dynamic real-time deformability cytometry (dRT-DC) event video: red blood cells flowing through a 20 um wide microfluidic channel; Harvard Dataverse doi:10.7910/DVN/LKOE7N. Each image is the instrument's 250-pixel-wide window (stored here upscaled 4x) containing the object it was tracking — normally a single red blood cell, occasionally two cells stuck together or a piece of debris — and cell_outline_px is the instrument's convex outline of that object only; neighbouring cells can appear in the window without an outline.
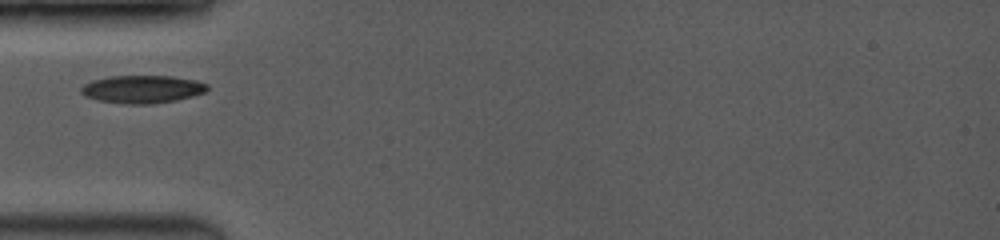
{"species": "common noctule bat (a hibernating species)", "species_latin": "Nyctalus noctula", "temperature_condition": "room temperature", "stored_images_in_passage": 7, "camera_frame_rate_fps": 3500, "um_per_image_px": 0.085, "animal": {"sex": "female", "body_mass_g": 19.0, "forearm_length_mm": 53.3}, "frame": {"image": 1, "passage_image": 1, "time_ms": 0.0, "image_size_px": [1000, 240], "cell_outline_px": [[208, 88], [204, 92], [192, 96], [176, 100], [152, 104], [128, 104], [96, 100], [84, 96], [80, 92], [80, 88], [84, 84], [92, 80], [108, 76], [172, 76], [196, 80], [208, 84]], "centroid_in_image_um": [12.06, 7.58], "position_along_channel_um": 72.9, "area_um2": 20.58}}
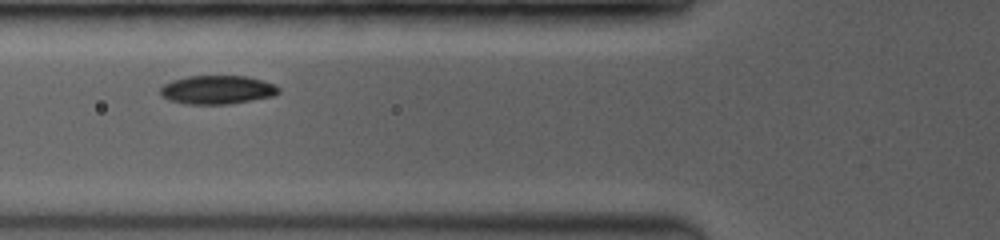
{"frame": {"image": 2, "passage_image": 6, "time_ms": 0.857, "image_size_px": [1000, 240], "cell_outline_px": [[280, 92], [272, 96], [252, 100], [228, 104], [184, 104], [168, 100], [160, 96], [160, 88], [164, 84], [172, 80], [188, 76], [248, 76], [276, 84], [280, 88]], "centroid_in_image_um": [18.45, 7.63], "position_along_channel_um": 107.3, "area_um2": 19.94}}